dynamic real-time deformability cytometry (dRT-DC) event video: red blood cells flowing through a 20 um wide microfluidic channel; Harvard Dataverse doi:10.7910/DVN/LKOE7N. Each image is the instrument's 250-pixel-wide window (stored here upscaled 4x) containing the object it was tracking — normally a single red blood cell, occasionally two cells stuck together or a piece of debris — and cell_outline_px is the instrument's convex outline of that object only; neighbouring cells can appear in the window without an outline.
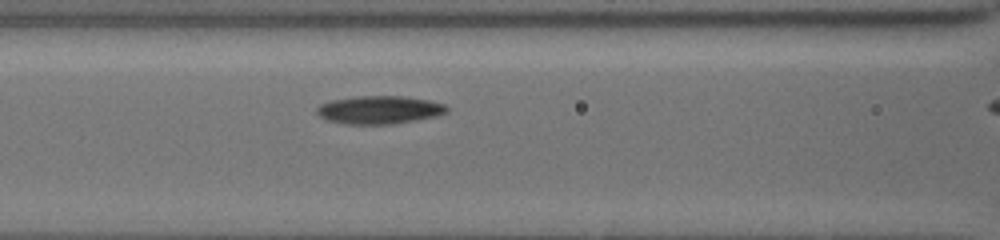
{"species": "common noctule bat (a hibernating species)", "species_latin": "Nyctalus noctula", "temperature_condition": "cold", "stored_images_in_passage": 6, "camera_frame_rate_fps": 3000, "um_per_image_px": 0.085, "animal": {"sex": "female", "body_mass_g": 19.5, "forearm_length_mm": 54.1}, "frame": {"image": 1, "passage_image": 5, "time_ms": 3.333, "image_size_px": [1000, 240], "cell_outline_px": [[448, 112], [436, 116], [416, 120], [388, 124], [344, 124], [328, 120], [320, 116], [316, 112], [316, 108], [320, 104], [332, 100], [356, 96], [404, 96], [428, 100], [444, 104], [448, 108]], "centroid_in_image_um": [32.24, 9.33], "position_along_channel_um": 134.4, "area_um2": 21.21}}